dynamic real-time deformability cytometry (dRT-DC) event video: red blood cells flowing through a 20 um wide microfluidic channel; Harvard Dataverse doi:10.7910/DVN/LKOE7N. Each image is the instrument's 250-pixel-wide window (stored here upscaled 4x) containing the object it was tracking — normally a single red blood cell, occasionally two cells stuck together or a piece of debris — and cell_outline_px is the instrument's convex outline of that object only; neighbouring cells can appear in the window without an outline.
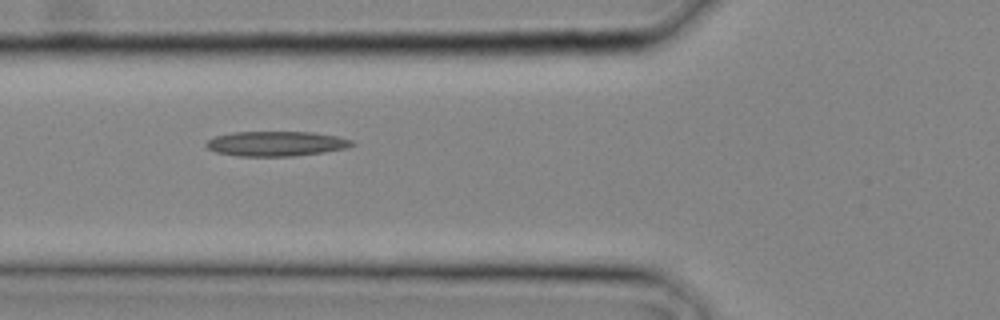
{"species": "common noctule bat (a hibernating species)", "species_latin": "Nyctalus noctula", "temperature_condition": "cold", "stored_images_in_passage": 18, "camera_frame_rate_fps": 3000, "um_per_image_px": 0.085, "animal": {"sex": "male", "body_mass_g": 20.4}, "frame": {"image": 1, "passage_image": 11, "time_ms": 3.333, "image_size_px": [1000, 320], "cell_outline_px": [[356, 144], [348, 148], [324, 152], [296, 156], [236, 156], [216, 152], [208, 148], [204, 144], [208, 140], [216, 136], [232, 132], [312, 132], [336, 136], [352, 140]], "centroid_in_image_um": [23.49, 12.21], "position_along_channel_um": 102.3, "area_um2": 21.21}}
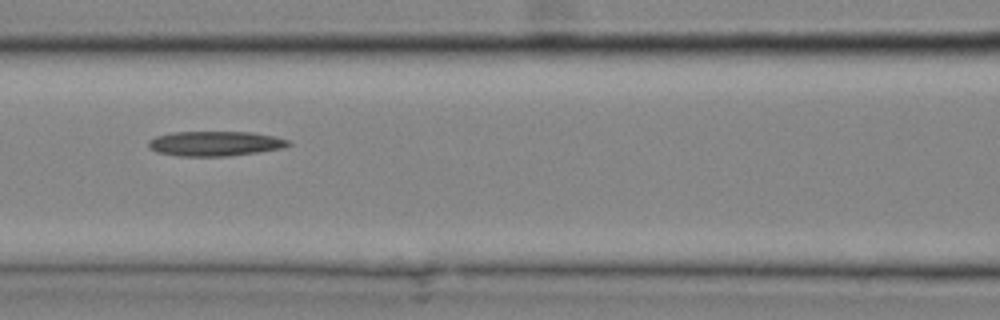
{"frame": {"image": 2, "passage_image": 13, "time_ms": 4.0, "image_size_px": [1000, 320], "cell_outline_px": [[292, 144], [284, 148], [228, 156], [176, 156], [156, 152], [148, 148], [148, 140], [156, 136], [172, 132], [252, 132], [272, 136], [288, 140]], "centroid_in_image_um": [18.24, 12.2], "position_along_channel_um": 148.4, "area_um2": 20.29}}